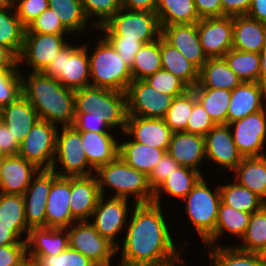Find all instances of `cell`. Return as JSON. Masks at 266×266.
Listing matches in <instances>:
<instances>
[{"label": "cell", "mask_w": 266, "mask_h": 266, "mask_svg": "<svg viewBox=\"0 0 266 266\" xmlns=\"http://www.w3.org/2000/svg\"><path fill=\"white\" fill-rule=\"evenodd\" d=\"M73 126L79 132L111 133V128L103 119L97 118L90 113H75Z\"/></svg>", "instance_id": "cell-56"}, {"label": "cell", "mask_w": 266, "mask_h": 266, "mask_svg": "<svg viewBox=\"0 0 266 266\" xmlns=\"http://www.w3.org/2000/svg\"><path fill=\"white\" fill-rule=\"evenodd\" d=\"M221 201L239 211L253 213L260 210L266 203L255 193L234 181V184L219 186Z\"/></svg>", "instance_id": "cell-39"}, {"label": "cell", "mask_w": 266, "mask_h": 266, "mask_svg": "<svg viewBox=\"0 0 266 266\" xmlns=\"http://www.w3.org/2000/svg\"><path fill=\"white\" fill-rule=\"evenodd\" d=\"M36 266H97L80 252L68 247L60 254L51 256H27Z\"/></svg>", "instance_id": "cell-47"}, {"label": "cell", "mask_w": 266, "mask_h": 266, "mask_svg": "<svg viewBox=\"0 0 266 266\" xmlns=\"http://www.w3.org/2000/svg\"><path fill=\"white\" fill-rule=\"evenodd\" d=\"M22 235L15 227L5 226L0 222V247L11 244H26V240H20Z\"/></svg>", "instance_id": "cell-61"}, {"label": "cell", "mask_w": 266, "mask_h": 266, "mask_svg": "<svg viewBox=\"0 0 266 266\" xmlns=\"http://www.w3.org/2000/svg\"><path fill=\"white\" fill-rule=\"evenodd\" d=\"M246 15L266 24V0H252Z\"/></svg>", "instance_id": "cell-64"}, {"label": "cell", "mask_w": 266, "mask_h": 266, "mask_svg": "<svg viewBox=\"0 0 266 266\" xmlns=\"http://www.w3.org/2000/svg\"><path fill=\"white\" fill-rule=\"evenodd\" d=\"M49 8L56 10L57 17L71 33L85 31L86 18L81 0H48Z\"/></svg>", "instance_id": "cell-44"}, {"label": "cell", "mask_w": 266, "mask_h": 266, "mask_svg": "<svg viewBox=\"0 0 266 266\" xmlns=\"http://www.w3.org/2000/svg\"><path fill=\"white\" fill-rule=\"evenodd\" d=\"M182 260L183 259L180 258L178 261H173V262L166 264V265H163V266H175L176 263H180V264L183 263Z\"/></svg>", "instance_id": "cell-68"}, {"label": "cell", "mask_w": 266, "mask_h": 266, "mask_svg": "<svg viewBox=\"0 0 266 266\" xmlns=\"http://www.w3.org/2000/svg\"><path fill=\"white\" fill-rule=\"evenodd\" d=\"M161 69L160 38H158L153 42L143 44L135 55L130 71L134 81L144 80Z\"/></svg>", "instance_id": "cell-43"}, {"label": "cell", "mask_w": 266, "mask_h": 266, "mask_svg": "<svg viewBox=\"0 0 266 266\" xmlns=\"http://www.w3.org/2000/svg\"><path fill=\"white\" fill-rule=\"evenodd\" d=\"M233 171L239 185L249 189L266 203V155L243 157Z\"/></svg>", "instance_id": "cell-32"}, {"label": "cell", "mask_w": 266, "mask_h": 266, "mask_svg": "<svg viewBox=\"0 0 266 266\" xmlns=\"http://www.w3.org/2000/svg\"><path fill=\"white\" fill-rule=\"evenodd\" d=\"M250 217L251 213L239 211L221 201L215 231L204 241L205 246H218L216 241L223 234L224 229L242 238L248 227Z\"/></svg>", "instance_id": "cell-34"}, {"label": "cell", "mask_w": 266, "mask_h": 266, "mask_svg": "<svg viewBox=\"0 0 266 266\" xmlns=\"http://www.w3.org/2000/svg\"><path fill=\"white\" fill-rule=\"evenodd\" d=\"M75 113H90L103 119L108 126H120L125 132L127 123L126 93L88 86L75 90Z\"/></svg>", "instance_id": "cell-3"}, {"label": "cell", "mask_w": 266, "mask_h": 266, "mask_svg": "<svg viewBox=\"0 0 266 266\" xmlns=\"http://www.w3.org/2000/svg\"><path fill=\"white\" fill-rule=\"evenodd\" d=\"M180 165L166 152L154 166L148 176V182L153 192L172 174Z\"/></svg>", "instance_id": "cell-54"}, {"label": "cell", "mask_w": 266, "mask_h": 266, "mask_svg": "<svg viewBox=\"0 0 266 266\" xmlns=\"http://www.w3.org/2000/svg\"><path fill=\"white\" fill-rule=\"evenodd\" d=\"M241 239L244 244L234 246L238 250L266 254V204L260 210L251 214L248 227Z\"/></svg>", "instance_id": "cell-40"}, {"label": "cell", "mask_w": 266, "mask_h": 266, "mask_svg": "<svg viewBox=\"0 0 266 266\" xmlns=\"http://www.w3.org/2000/svg\"><path fill=\"white\" fill-rule=\"evenodd\" d=\"M215 125L201 103L196 100L188 119L187 132L205 136Z\"/></svg>", "instance_id": "cell-53"}, {"label": "cell", "mask_w": 266, "mask_h": 266, "mask_svg": "<svg viewBox=\"0 0 266 266\" xmlns=\"http://www.w3.org/2000/svg\"><path fill=\"white\" fill-rule=\"evenodd\" d=\"M99 30L105 38H125L144 44L161 37L162 28L156 12L121 8ZM156 36V37H155Z\"/></svg>", "instance_id": "cell-6"}, {"label": "cell", "mask_w": 266, "mask_h": 266, "mask_svg": "<svg viewBox=\"0 0 266 266\" xmlns=\"http://www.w3.org/2000/svg\"><path fill=\"white\" fill-rule=\"evenodd\" d=\"M57 126L38 120L19 146L18 156L38 169H52L56 150Z\"/></svg>", "instance_id": "cell-10"}, {"label": "cell", "mask_w": 266, "mask_h": 266, "mask_svg": "<svg viewBox=\"0 0 266 266\" xmlns=\"http://www.w3.org/2000/svg\"><path fill=\"white\" fill-rule=\"evenodd\" d=\"M19 266H36V264L32 259L27 258Z\"/></svg>", "instance_id": "cell-66"}, {"label": "cell", "mask_w": 266, "mask_h": 266, "mask_svg": "<svg viewBox=\"0 0 266 266\" xmlns=\"http://www.w3.org/2000/svg\"><path fill=\"white\" fill-rule=\"evenodd\" d=\"M201 46L207 58H223L233 45V17H209L197 22Z\"/></svg>", "instance_id": "cell-15"}, {"label": "cell", "mask_w": 266, "mask_h": 266, "mask_svg": "<svg viewBox=\"0 0 266 266\" xmlns=\"http://www.w3.org/2000/svg\"><path fill=\"white\" fill-rule=\"evenodd\" d=\"M64 35L24 33L23 48L18 57V64L25 59L26 64L31 66L32 72H42L68 44L63 39Z\"/></svg>", "instance_id": "cell-13"}, {"label": "cell", "mask_w": 266, "mask_h": 266, "mask_svg": "<svg viewBox=\"0 0 266 266\" xmlns=\"http://www.w3.org/2000/svg\"><path fill=\"white\" fill-rule=\"evenodd\" d=\"M0 222L15 227L21 234L27 230L28 235L23 195L0 193Z\"/></svg>", "instance_id": "cell-45"}, {"label": "cell", "mask_w": 266, "mask_h": 266, "mask_svg": "<svg viewBox=\"0 0 266 266\" xmlns=\"http://www.w3.org/2000/svg\"><path fill=\"white\" fill-rule=\"evenodd\" d=\"M62 133L56 136L55 157L52 170L62 177H78L92 175L96 171L89 163L84 152L81 132L74 126H62ZM60 162L61 169L65 172L56 171V163ZM88 167V170L86 169ZM90 167V168H89Z\"/></svg>", "instance_id": "cell-9"}, {"label": "cell", "mask_w": 266, "mask_h": 266, "mask_svg": "<svg viewBox=\"0 0 266 266\" xmlns=\"http://www.w3.org/2000/svg\"><path fill=\"white\" fill-rule=\"evenodd\" d=\"M156 14L161 26L197 23L194 0H157Z\"/></svg>", "instance_id": "cell-35"}, {"label": "cell", "mask_w": 266, "mask_h": 266, "mask_svg": "<svg viewBox=\"0 0 266 266\" xmlns=\"http://www.w3.org/2000/svg\"><path fill=\"white\" fill-rule=\"evenodd\" d=\"M89 57L91 86L125 93L133 81L130 67L119 56L111 43L103 37Z\"/></svg>", "instance_id": "cell-5"}, {"label": "cell", "mask_w": 266, "mask_h": 266, "mask_svg": "<svg viewBox=\"0 0 266 266\" xmlns=\"http://www.w3.org/2000/svg\"><path fill=\"white\" fill-rule=\"evenodd\" d=\"M162 69L181 79L189 88L199 82V69L185 58L180 51L160 37Z\"/></svg>", "instance_id": "cell-31"}, {"label": "cell", "mask_w": 266, "mask_h": 266, "mask_svg": "<svg viewBox=\"0 0 266 266\" xmlns=\"http://www.w3.org/2000/svg\"><path fill=\"white\" fill-rule=\"evenodd\" d=\"M196 96L192 88L184 94L174 97L171 106L164 117L165 123L173 132H187V123Z\"/></svg>", "instance_id": "cell-46"}, {"label": "cell", "mask_w": 266, "mask_h": 266, "mask_svg": "<svg viewBox=\"0 0 266 266\" xmlns=\"http://www.w3.org/2000/svg\"><path fill=\"white\" fill-rule=\"evenodd\" d=\"M95 172L102 196H105L104 186L108 185L116 191L113 197L128 199L129 195L134 194L136 204L153 202L154 192L149 185L148 177L130 167L120 156L100 166Z\"/></svg>", "instance_id": "cell-4"}, {"label": "cell", "mask_w": 266, "mask_h": 266, "mask_svg": "<svg viewBox=\"0 0 266 266\" xmlns=\"http://www.w3.org/2000/svg\"><path fill=\"white\" fill-rule=\"evenodd\" d=\"M123 9L156 12L157 0H121Z\"/></svg>", "instance_id": "cell-62"}, {"label": "cell", "mask_w": 266, "mask_h": 266, "mask_svg": "<svg viewBox=\"0 0 266 266\" xmlns=\"http://www.w3.org/2000/svg\"><path fill=\"white\" fill-rule=\"evenodd\" d=\"M212 247L209 258L213 266H266V257L263 254L248 253L229 247Z\"/></svg>", "instance_id": "cell-42"}, {"label": "cell", "mask_w": 266, "mask_h": 266, "mask_svg": "<svg viewBox=\"0 0 266 266\" xmlns=\"http://www.w3.org/2000/svg\"><path fill=\"white\" fill-rule=\"evenodd\" d=\"M128 116L164 119L174 97L163 94L144 80H134L126 90Z\"/></svg>", "instance_id": "cell-12"}, {"label": "cell", "mask_w": 266, "mask_h": 266, "mask_svg": "<svg viewBox=\"0 0 266 266\" xmlns=\"http://www.w3.org/2000/svg\"><path fill=\"white\" fill-rule=\"evenodd\" d=\"M262 99H265L264 101L266 102L265 85L260 82H241L231 91L227 124L265 109L262 104Z\"/></svg>", "instance_id": "cell-24"}, {"label": "cell", "mask_w": 266, "mask_h": 266, "mask_svg": "<svg viewBox=\"0 0 266 266\" xmlns=\"http://www.w3.org/2000/svg\"><path fill=\"white\" fill-rule=\"evenodd\" d=\"M218 188V189H217ZM211 191L203 177L194 185L183 199L186 201V213L203 242L215 231L218 219L221 193L219 186Z\"/></svg>", "instance_id": "cell-8"}, {"label": "cell", "mask_w": 266, "mask_h": 266, "mask_svg": "<svg viewBox=\"0 0 266 266\" xmlns=\"http://www.w3.org/2000/svg\"><path fill=\"white\" fill-rule=\"evenodd\" d=\"M21 91L40 120L73 126L75 90L64 87L57 79L42 72H30L27 79L21 75Z\"/></svg>", "instance_id": "cell-2"}, {"label": "cell", "mask_w": 266, "mask_h": 266, "mask_svg": "<svg viewBox=\"0 0 266 266\" xmlns=\"http://www.w3.org/2000/svg\"><path fill=\"white\" fill-rule=\"evenodd\" d=\"M231 129L228 124H218L204 136L206 158L219 164L221 169L234 170L243 159L234 143Z\"/></svg>", "instance_id": "cell-19"}, {"label": "cell", "mask_w": 266, "mask_h": 266, "mask_svg": "<svg viewBox=\"0 0 266 266\" xmlns=\"http://www.w3.org/2000/svg\"><path fill=\"white\" fill-rule=\"evenodd\" d=\"M87 45L72 47L67 44L42 71L57 79L64 87L77 90L91 86Z\"/></svg>", "instance_id": "cell-7"}, {"label": "cell", "mask_w": 266, "mask_h": 266, "mask_svg": "<svg viewBox=\"0 0 266 266\" xmlns=\"http://www.w3.org/2000/svg\"><path fill=\"white\" fill-rule=\"evenodd\" d=\"M200 19L222 16L221 0H194Z\"/></svg>", "instance_id": "cell-59"}, {"label": "cell", "mask_w": 266, "mask_h": 266, "mask_svg": "<svg viewBox=\"0 0 266 266\" xmlns=\"http://www.w3.org/2000/svg\"><path fill=\"white\" fill-rule=\"evenodd\" d=\"M167 152L180 166L199 171L198 165L206 159L205 138L185 131L173 132Z\"/></svg>", "instance_id": "cell-25"}, {"label": "cell", "mask_w": 266, "mask_h": 266, "mask_svg": "<svg viewBox=\"0 0 266 266\" xmlns=\"http://www.w3.org/2000/svg\"><path fill=\"white\" fill-rule=\"evenodd\" d=\"M39 169L24 158L1 156L0 193L23 195Z\"/></svg>", "instance_id": "cell-22"}, {"label": "cell", "mask_w": 266, "mask_h": 266, "mask_svg": "<svg viewBox=\"0 0 266 266\" xmlns=\"http://www.w3.org/2000/svg\"><path fill=\"white\" fill-rule=\"evenodd\" d=\"M11 10H14L12 2L0 8V44L8 47L19 57L26 28L22 25L16 11L13 15Z\"/></svg>", "instance_id": "cell-37"}, {"label": "cell", "mask_w": 266, "mask_h": 266, "mask_svg": "<svg viewBox=\"0 0 266 266\" xmlns=\"http://www.w3.org/2000/svg\"><path fill=\"white\" fill-rule=\"evenodd\" d=\"M161 36L199 70L208 60L201 46L197 23L161 26Z\"/></svg>", "instance_id": "cell-20"}, {"label": "cell", "mask_w": 266, "mask_h": 266, "mask_svg": "<svg viewBox=\"0 0 266 266\" xmlns=\"http://www.w3.org/2000/svg\"><path fill=\"white\" fill-rule=\"evenodd\" d=\"M20 144L9 131V128L0 119V156H16L19 153Z\"/></svg>", "instance_id": "cell-58"}, {"label": "cell", "mask_w": 266, "mask_h": 266, "mask_svg": "<svg viewBox=\"0 0 266 266\" xmlns=\"http://www.w3.org/2000/svg\"><path fill=\"white\" fill-rule=\"evenodd\" d=\"M124 133L133 141L167 151L173 131L164 119L128 116Z\"/></svg>", "instance_id": "cell-21"}, {"label": "cell", "mask_w": 266, "mask_h": 266, "mask_svg": "<svg viewBox=\"0 0 266 266\" xmlns=\"http://www.w3.org/2000/svg\"><path fill=\"white\" fill-rule=\"evenodd\" d=\"M57 16L56 10L47 8L25 29V33L71 34Z\"/></svg>", "instance_id": "cell-51"}, {"label": "cell", "mask_w": 266, "mask_h": 266, "mask_svg": "<svg viewBox=\"0 0 266 266\" xmlns=\"http://www.w3.org/2000/svg\"><path fill=\"white\" fill-rule=\"evenodd\" d=\"M86 18L99 16L98 22L93 23L92 27L99 29L103 26L118 10L122 8L121 0H81Z\"/></svg>", "instance_id": "cell-49"}, {"label": "cell", "mask_w": 266, "mask_h": 266, "mask_svg": "<svg viewBox=\"0 0 266 266\" xmlns=\"http://www.w3.org/2000/svg\"><path fill=\"white\" fill-rule=\"evenodd\" d=\"M223 58L242 82H259L260 53L232 48Z\"/></svg>", "instance_id": "cell-41"}, {"label": "cell", "mask_w": 266, "mask_h": 266, "mask_svg": "<svg viewBox=\"0 0 266 266\" xmlns=\"http://www.w3.org/2000/svg\"><path fill=\"white\" fill-rule=\"evenodd\" d=\"M115 48L117 54L121 56L124 62L131 68L135 55L138 53L144 43L137 40L125 38H106Z\"/></svg>", "instance_id": "cell-55"}, {"label": "cell", "mask_w": 266, "mask_h": 266, "mask_svg": "<svg viewBox=\"0 0 266 266\" xmlns=\"http://www.w3.org/2000/svg\"><path fill=\"white\" fill-rule=\"evenodd\" d=\"M113 136L110 133L81 132L86 158L95 170L118 156L119 144Z\"/></svg>", "instance_id": "cell-29"}, {"label": "cell", "mask_w": 266, "mask_h": 266, "mask_svg": "<svg viewBox=\"0 0 266 266\" xmlns=\"http://www.w3.org/2000/svg\"><path fill=\"white\" fill-rule=\"evenodd\" d=\"M23 194L27 227H46V204L53 183L52 169H39ZM34 179V180H33Z\"/></svg>", "instance_id": "cell-16"}, {"label": "cell", "mask_w": 266, "mask_h": 266, "mask_svg": "<svg viewBox=\"0 0 266 266\" xmlns=\"http://www.w3.org/2000/svg\"><path fill=\"white\" fill-rule=\"evenodd\" d=\"M228 125L231 128L232 126L234 127V134H232L234 143L243 157H260L265 155L263 153L264 141L266 139L265 109L249 114L243 119L236 120Z\"/></svg>", "instance_id": "cell-14"}, {"label": "cell", "mask_w": 266, "mask_h": 266, "mask_svg": "<svg viewBox=\"0 0 266 266\" xmlns=\"http://www.w3.org/2000/svg\"><path fill=\"white\" fill-rule=\"evenodd\" d=\"M242 81L224 58H208L199 70V82L193 88L234 90Z\"/></svg>", "instance_id": "cell-30"}, {"label": "cell", "mask_w": 266, "mask_h": 266, "mask_svg": "<svg viewBox=\"0 0 266 266\" xmlns=\"http://www.w3.org/2000/svg\"><path fill=\"white\" fill-rule=\"evenodd\" d=\"M71 177L58 176L53 171V183L46 204V227L66 229L76 220L70 209Z\"/></svg>", "instance_id": "cell-18"}, {"label": "cell", "mask_w": 266, "mask_h": 266, "mask_svg": "<svg viewBox=\"0 0 266 266\" xmlns=\"http://www.w3.org/2000/svg\"><path fill=\"white\" fill-rule=\"evenodd\" d=\"M196 99L201 103L212 121L227 124V114L231 101V91L226 89L192 88Z\"/></svg>", "instance_id": "cell-38"}, {"label": "cell", "mask_w": 266, "mask_h": 266, "mask_svg": "<svg viewBox=\"0 0 266 266\" xmlns=\"http://www.w3.org/2000/svg\"><path fill=\"white\" fill-rule=\"evenodd\" d=\"M144 81L159 92L172 95L173 97L182 95L190 89L181 79L163 69L146 77Z\"/></svg>", "instance_id": "cell-48"}, {"label": "cell", "mask_w": 266, "mask_h": 266, "mask_svg": "<svg viewBox=\"0 0 266 266\" xmlns=\"http://www.w3.org/2000/svg\"><path fill=\"white\" fill-rule=\"evenodd\" d=\"M232 48L260 53L266 44V24L247 15L233 16Z\"/></svg>", "instance_id": "cell-28"}, {"label": "cell", "mask_w": 266, "mask_h": 266, "mask_svg": "<svg viewBox=\"0 0 266 266\" xmlns=\"http://www.w3.org/2000/svg\"><path fill=\"white\" fill-rule=\"evenodd\" d=\"M16 1L19 4H16ZM22 25L27 28L42 12L49 8L48 0H12Z\"/></svg>", "instance_id": "cell-52"}, {"label": "cell", "mask_w": 266, "mask_h": 266, "mask_svg": "<svg viewBox=\"0 0 266 266\" xmlns=\"http://www.w3.org/2000/svg\"><path fill=\"white\" fill-rule=\"evenodd\" d=\"M66 228L69 235V247L80 252L97 266H110V259L117 253V247L102 237L90 221L76 222ZM74 226V227H73Z\"/></svg>", "instance_id": "cell-11"}, {"label": "cell", "mask_w": 266, "mask_h": 266, "mask_svg": "<svg viewBox=\"0 0 266 266\" xmlns=\"http://www.w3.org/2000/svg\"><path fill=\"white\" fill-rule=\"evenodd\" d=\"M0 119L9 128L16 141L21 144L39 117L33 106L21 95L14 102L0 109Z\"/></svg>", "instance_id": "cell-27"}, {"label": "cell", "mask_w": 266, "mask_h": 266, "mask_svg": "<svg viewBox=\"0 0 266 266\" xmlns=\"http://www.w3.org/2000/svg\"><path fill=\"white\" fill-rule=\"evenodd\" d=\"M18 57L6 46L0 44V70H19Z\"/></svg>", "instance_id": "cell-63"}, {"label": "cell", "mask_w": 266, "mask_h": 266, "mask_svg": "<svg viewBox=\"0 0 266 266\" xmlns=\"http://www.w3.org/2000/svg\"><path fill=\"white\" fill-rule=\"evenodd\" d=\"M21 75L18 70H0V109L22 95Z\"/></svg>", "instance_id": "cell-50"}, {"label": "cell", "mask_w": 266, "mask_h": 266, "mask_svg": "<svg viewBox=\"0 0 266 266\" xmlns=\"http://www.w3.org/2000/svg\"><path fill=\"white\" fill-rule=\"evenodd\" d=\"M202 177L200 171H196L190 168L179 166L165 181L154 191L153 202L160 204L161 192L167 193V195L184 199L194 185Z\"/></svg>", "instance_id": "cell-36"}, {"label": "cell", "mask_w": 266, "mask_h": 266, "mask_svg": "<svg viewBox=\"0 0 266 266\" xmlns=\"http://www.w3.org/2000/svg\"><path fill=\"white\" fill-rule=\"evenodd\" d=\"M12 0H0V8L9 5Z\"/></svg>", "instance_id": "cell-67"}, {"label": "cell", "mask_w": 266, "mask_h": 266, "mask_svg": "<svg viewBox=\"0 0 266 266\" xmlns=\"http://www.w3.org/2000/svg\"><path fill=\"white\" fill-rule=\"evenodd\" d=\"M26 259V244H11L0 247V266H19Z\"/></svg>", "instance_id": "cell-57"}, {"label": "cell", "mask_w": 266, "mask_h": 266, "mask_svg": "<svg viewBox=\"0 0 266 266\" xmlns=\"http://www.w3.org/2000/svg\"><path fill=\"white\" fill-rule=\"evenodd\" d=\"M166 152L164 149L150 147L136 141H128L119 144L118 156L130 167L148 177Z\"/></svg>", "instance_id": "cell-33"}, {"label": "cell", "mask_w": 266, "mask_h": 266, "mask_svg": "<svg viewBox=\"0 0 266 266\" xmlns=\"http://www.w3.org/2000/svg\"><path fill=\"white\" fill-rule=\"evenodd\" d=\"M252 0H221L222 16L246 15Z\"/></svg>", "instance_id": "cell-60"}, {"label": "cell", "mask_w": 266, "mask_h": 266, "mask_svg": "<svg viewBox=\"0 0 266 266\" xmlns=\"http://www.w3.org/2000/svg\"><path fill=\"white\" fill-rule=\"evenodd\" d=\"M259 82L266 86V44L260 52V74Z\"/></svg>", "instance_id": "cell-65"}, {"label": "cell", "mask_w": 266, "mask_h": 266, "mask_svg": "<svg viewBox=\"0 0 266 266\" xmlns=\"http://www.w3.org/2000/svg\"><path fill=\"white\" fill-rule=\"evenodd\" d=\"M134 206L119 266H163L178 261L181 257L164 220L161 204L135 203Z\"/></svg>", "instance_id": "cell-1"}, {"label": "cell", "mask_w": 266, "mask_h": 266, "mask_svg": "<svg viewBox=\"0 0 266 266\" xmlns=\"http://www.w3.org/2000/svg\"><path fill=\"white\" fill-rule=\"evenodd\" d=\"M25 240L27 256L57 255L69 247L68 230L62 228H31Z\"/></svg>", "instance_id": "cell-26"}, {"label": "cell", "mask_w": 266, "mask_h": 266, "mask_svg": "<svg viewBox=\"0 0 266 266\" xmlns=\"http://www.w3.org/2000/svg\"><path fill=\"white\" fill-rule=\"evenodd\" d=\"M97 176L71 177L70 209L77 222L90 221L99 197Z\"/></svg>", "instance_id": "cell-23"}, {"label": "cell", "mask_w": 266, "mask_h": 266, "mask_svg": "<svg viewBox=\"0 0 266 266\" xmlns=\"http://www.w3.org/2000/svg\"><path fill=\"white\" fill-rule=\"evenodd\" d=\"M104 196H100L94 209L92 216H95V221L91 223L96 231L104 238H107L111 243L119 249L117 241L114 239L123 225L125 224L126 216L128 215V199L110 197L104 201Z\"/></svg>", "instance_id": "cell-17"}]
</instances>
